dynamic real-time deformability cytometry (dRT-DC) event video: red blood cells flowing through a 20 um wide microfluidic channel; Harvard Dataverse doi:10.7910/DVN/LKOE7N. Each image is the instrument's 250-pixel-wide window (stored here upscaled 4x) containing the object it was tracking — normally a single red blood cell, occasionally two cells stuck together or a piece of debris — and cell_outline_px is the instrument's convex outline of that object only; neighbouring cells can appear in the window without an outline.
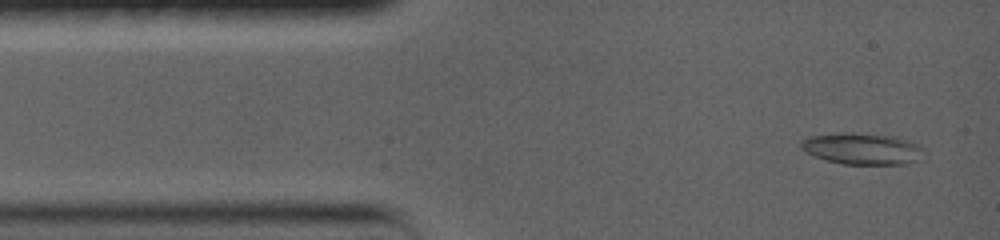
{"species": "common noctule bat (a hibernating species)", "species_latin": "Nyctalus noctula", "temperature_condition": "warm", "stored_images_in_passage": 45, "camera_frame_rate_fps": 5000, "um_per_image_px": 0.085, "animal": {"sex": "female", "body_mass_g": 19.0, "forearm_length_mm": 56.7}, "frame": {"image": 1, "passage_image": 3, "time_ms": 0.6, "image_size_px": [1000, 240], "cell_outline_px": [[924, 160], [904, 164], [844, 164], [824, 160], [804, 152], [800, 148], [800, 140], [808, 136], [844, 132], [852, 132], [892, 136], [916, 144], [924, 148]], "centroid_in_image_um": [73.27, 12.65], "position_along_channel_um": 11.7, "area_um2": 22.89}}
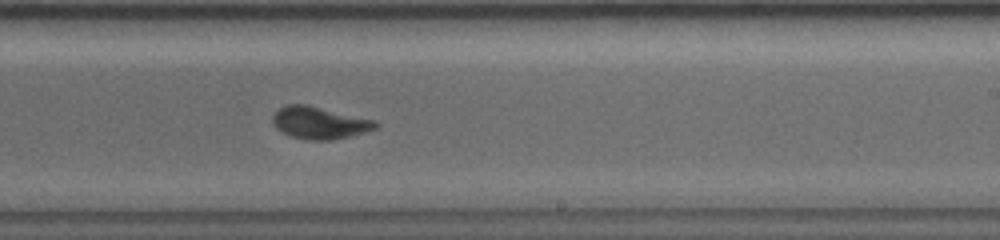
{"frame": {"image": 2, "passage_image": 29, "time_ms": 9.2, "image_size_px": [1000, 240], "cell_outline_px": [[380, 124], [376, 128], [364, 132], [332, 140], [312, 140], [288, 136], [276, 128], [272, 124], [272, 116], [280, 108], [288, 104], [304, 104], [376, 120]], "centroid_in_image_um": [27.14, 10.44], "position_along_channel_um": 261.9, "area_um2": 19.19}}
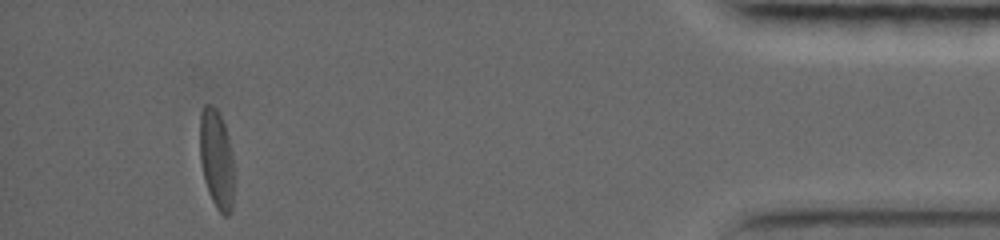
{"frame": {"image": 3, "passage_image": 45, "time_ms": 15.6, "image_size_px": [1000, 240], "cell_outline_px": [[232, 212], [228, 216], [224, 216], [216, 208], [208, 192], [204, 180], [200, 160], [200, 112], [204, 104], [208, 104], [216, 108], [224, 124], [228, 136], [232, 156]], "centroid_in_image_um": [18.38, 13.52], "position_along_channel_um": 416.8, "area_um2": 19.59}, "authors_computed_cell_mechanics": {"area_um2": 19.4208, "velocity_mm_per_s": 3.5835, "shape_relaxation_time_tau1_ms": 4.6298, "shape_relaxation_time_tau2_ms": 2.4916, "deformation_change_tau1": 0.1595, "deformation_change_tau2": 0.0767}}